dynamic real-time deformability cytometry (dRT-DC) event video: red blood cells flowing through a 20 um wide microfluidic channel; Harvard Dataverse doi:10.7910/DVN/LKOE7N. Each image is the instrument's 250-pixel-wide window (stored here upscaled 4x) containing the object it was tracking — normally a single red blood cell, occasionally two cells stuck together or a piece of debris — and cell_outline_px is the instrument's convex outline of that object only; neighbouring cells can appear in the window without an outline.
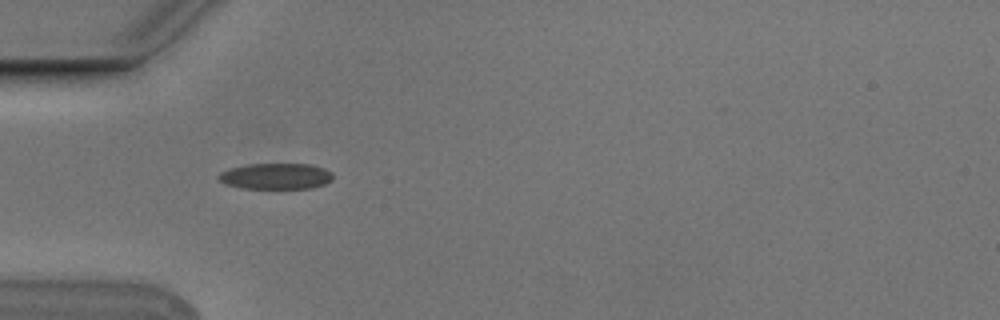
{"species": "Egyptian fruit bat (a non-hibernating species)", "species_latin": "Rousettus aegyptiacus", "temperature_condition": "cold", "stored_images_in_passage": 5, "camera_frame_rate_fps": 3000, "um_per_image_px": 0.085, "animal": {"sex": "male"}, "frame": {"image": 1, "passage_image": 2, "time_ms": 0.333, "image_size_px": [1000, 320], "cell_outline_px": [[332, 180], [324, 184], [312, 188], [240, 188], [224, 184], [216, 176], [220, 172], [228, 168], [248, 164], [308, 164], [324, 168], [332, 172]], "centroid_in_image_um": [23.41, 14.97], "position_along_channel_um": 61.6, "area_um2": 17.4}}
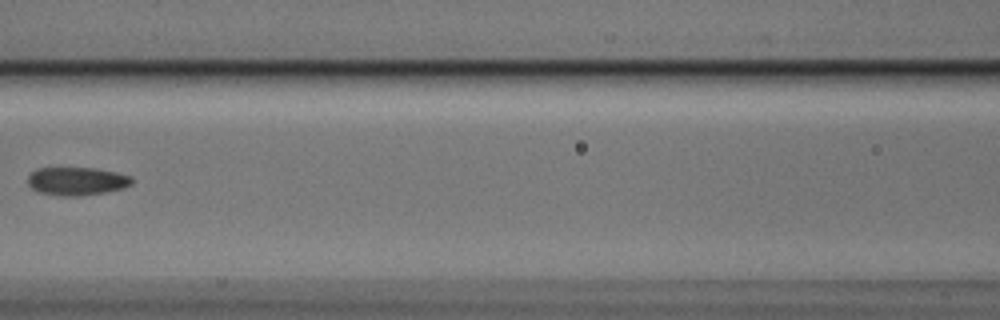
{"frame": {"image": 2, "passage_image": 4, "time_ms": 1.0, "image_size_px": [1000, 320], "cell_outline_px": [[132, 184], [124, 188], [104, 192], [80, 196], [64, 196], [40, 192], [32, 188], [28, 184], [28, 176], [36, 168], [96, 168], [116, 172], [132, 176]], "centroid_in_image_um": [6.55, 15.39], "position_along_channel_um": 160.1, "area_um2": 17.05}}
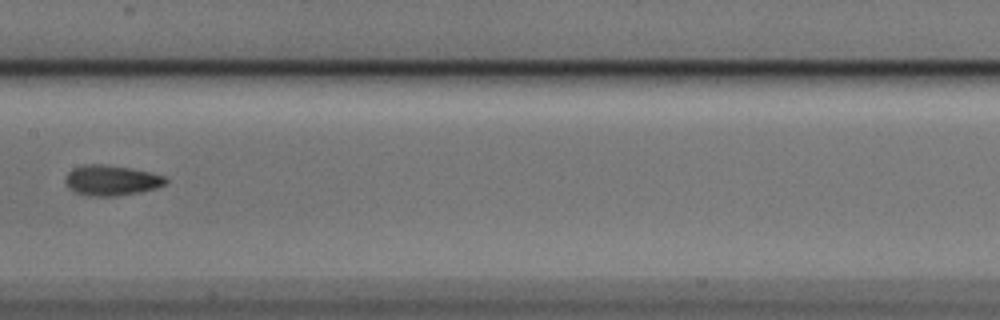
{"frame": {"image": 3, "passage_image": 5, "time_ms": 1.333, "image_size_px": [1000, 320], "cell_outline_px": [[168, 180], [164, 184], [156, 188], [140, 192], [120, 196], [84, 196], [72, 192], [64, 184], [64, 176], [72, 168], [84, 164], [100, 164], [132, 168], [152, 172], [164, 176]], "centroid_in_image_um": [9.4, 15.34], "position_along_channel_um": 198.0, "area_um2": 18.21}}